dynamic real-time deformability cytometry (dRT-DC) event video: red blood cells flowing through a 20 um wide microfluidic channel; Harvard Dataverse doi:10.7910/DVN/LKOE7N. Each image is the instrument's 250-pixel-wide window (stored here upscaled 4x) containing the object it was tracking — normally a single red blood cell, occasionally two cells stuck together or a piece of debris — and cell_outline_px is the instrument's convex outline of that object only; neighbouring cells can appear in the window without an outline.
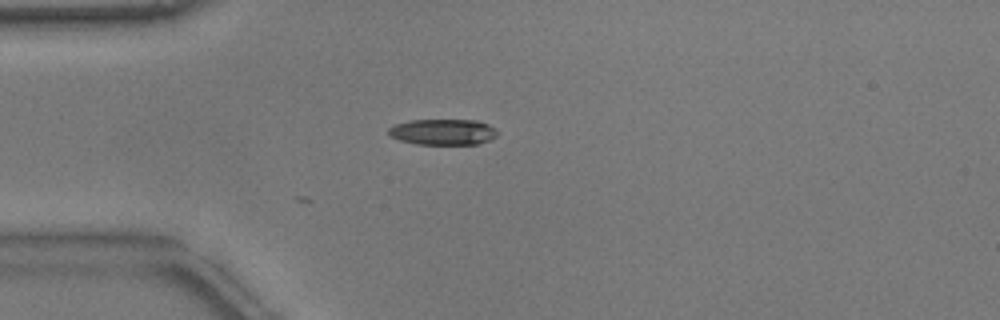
{"species": "common noctule bat (a hibernating species)", "species_latin": "Nyctalus noctula", "temperature_condition": "warm", "stored_images_in_passage": 2, "camera_frame_rate_fps": 3000, "um_per_image_px": 0.085, "animal": {"sex": "male", "body_mass_g": 17.9}, "frame": {"image": 1, "passage_image": 2, "time_ms": 0.333, "image_size_px": [1000, 320], "cell_outline_px": [[496, 136], [488, 140], [476, 144], [416, 144], [400, 140], [388, 136], [388, 128], [396, 124], [412, 120], [476, 120], [488, 124], [496, 128]], "centroid_in_image_um": [37.63, 11.21], "position_along_channel_um": 47.4, "area_um2": 16.36}}